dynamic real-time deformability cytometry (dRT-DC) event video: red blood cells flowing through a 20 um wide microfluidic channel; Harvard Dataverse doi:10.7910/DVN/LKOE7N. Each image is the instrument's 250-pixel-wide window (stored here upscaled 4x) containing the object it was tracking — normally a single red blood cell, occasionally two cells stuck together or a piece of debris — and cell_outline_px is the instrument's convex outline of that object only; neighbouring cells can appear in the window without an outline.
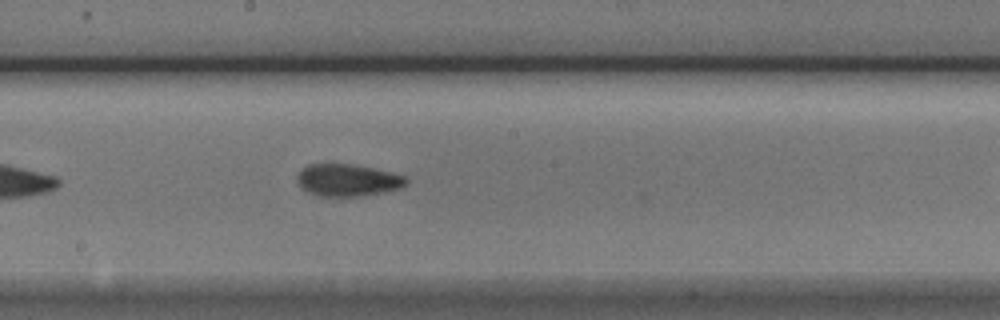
{"species": "Egyptian fruit bat (a non-hibernating species)", "species_latin": "Rousettus aegyptiacus", "temperature_condition": "cold", "stored_images_in_passage": 27, "camera_frame_rate_fps": 3000, "um_per_image_px": 0.085, "animal": {"sex": "male"}, "frame": {"image": 1, "passage_image": 16, "time_ms": 5.0, "image_size_px": [1000, 320], "cell_outline_px": [[408, 184], [404, 188], [384, 192], [356, 196], [320, 196], [308, 192], [300, 184], [296, 176], [308, 164], [352, 164], [392, 172], [404, 176], [408, 180]], "centroid_in_image_um": [29.61, 15.31], "position_along_channel_um": 218.6, "area_um2": 20.29}}
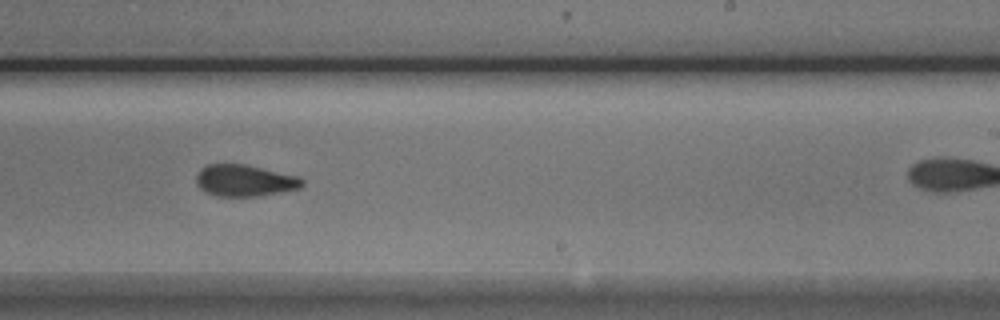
{"frame": {"image": 2, "passage_image": 20, "time_ms": 6.333, "image_size_px": [1000, 320], "cell_outline_px": [[304, 184], [300, 188], [260, 196], [216, 196], [204, 192], [196, 184], [196, 176], [200, 168], [208, 164], [244, 164], [296, 176], [304, 180]], "centroid_in_image_um": [20.75, 15.35], "position_along_channel_um": 268.2, "area_um2": 19.48}}
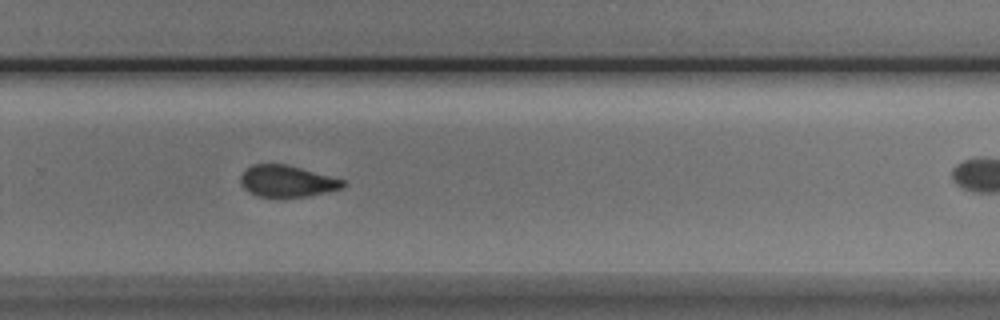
{"frame": {"image": 3, "passage_image": 23, "time_ms": 7.333, "image_size_px": [1000, 320], "cell_outline_px": [[344, 188], [308, 196], [256, 196], [248, 192], [240, 184], [240, 176], [252, 164], [288, 164], [344, 180]], "centroid_in_image_um": [24.38, 15.39], "position_along_channel_um": 305.4, "area_um2": 18.67}}